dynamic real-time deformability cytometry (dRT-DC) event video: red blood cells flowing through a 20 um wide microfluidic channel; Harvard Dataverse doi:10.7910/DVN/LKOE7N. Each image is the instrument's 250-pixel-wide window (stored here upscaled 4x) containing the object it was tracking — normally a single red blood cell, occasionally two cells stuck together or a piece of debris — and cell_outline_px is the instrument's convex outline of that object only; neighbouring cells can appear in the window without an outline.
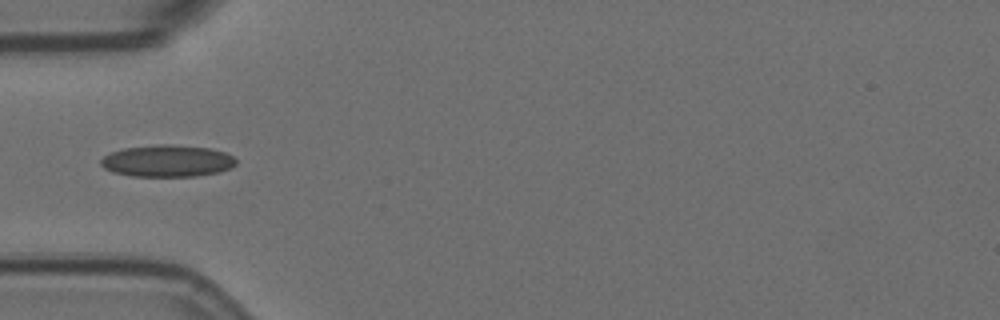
{"species": "Egyptian fruit bat (a non-hibernating species)", "species_latin": "Rousettus aegyptiacus", "temperature_condition": "room temperature", "stored_images_in_passage": 24, "camera_frame_rate_fps": 3000, "um_per_image_px": 0.085, "animal": {"sex": "female"}, "frame": {"image": 1, "passage_image": 1, "time_ms": 0.0, "image_size_px": [1000, 320], "cell_outline_px": [[236, 164], [232, 168], [220, 172], [196, 176], [132, 176], [112, 172], [104, 168], [100, 164], [100, 160], [104, 156], [112, 152], [124, 148], [156, 144], [164, 144], [208, 148], [224, 152], [232, 156], [236, 160]], "centroid_in_image_um": [14.22, 13.68], "position_along_channel_um": 70.8, "area_um2": 25.09}}
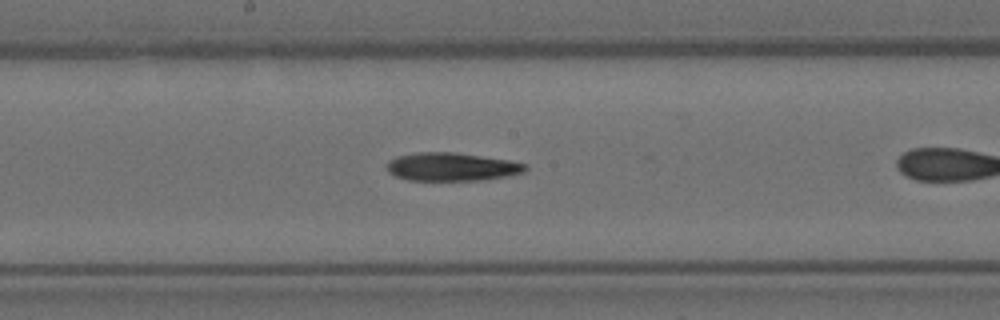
{"frame": {"image": 2, "passage_image": 9, "time_ms": 2.667, "image_size_px": [1000, 320], "cell_outline_px": [[528, 168], [524, 172], [508, 176], [480, 180], [408, 180], [396, 176], [388, 172], [388, 164], [396, 156], [416, 152], [456, 152], [508, 160], [528, 164]], "centroid_in_image_um": [38.43, 14.17], "position_along_channel_um": 209.8, "area_um2": 22.72}}
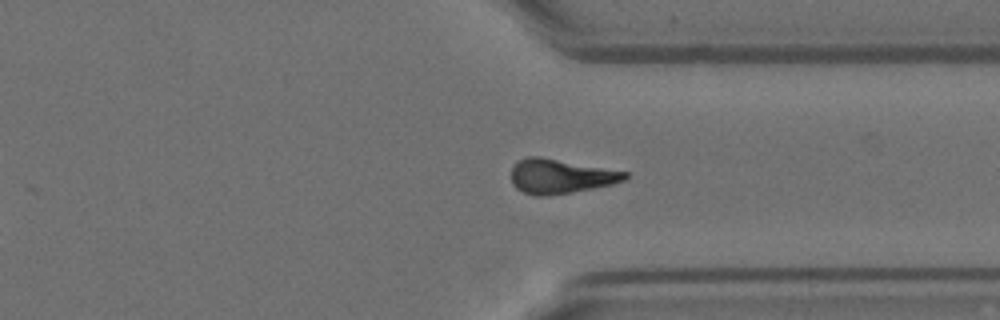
{"frame": {"image": 3, "passage_image": 22, "time_ms": 7.0, "image_size_px": [1000, 320], "cell_outline_px": [[628, 176], [624, 180], [612, 184], [572, 192], [544, 196], [536, 196], [524, 192], [516, 188], [512, 184], [512, 168], [520, 160], [528, 156], [540, 156], [628, 172]], "centroid_in_image_um": [47.63, 14.98], "position_along_channel_um": 363.8, "area_um2": 22.6}}